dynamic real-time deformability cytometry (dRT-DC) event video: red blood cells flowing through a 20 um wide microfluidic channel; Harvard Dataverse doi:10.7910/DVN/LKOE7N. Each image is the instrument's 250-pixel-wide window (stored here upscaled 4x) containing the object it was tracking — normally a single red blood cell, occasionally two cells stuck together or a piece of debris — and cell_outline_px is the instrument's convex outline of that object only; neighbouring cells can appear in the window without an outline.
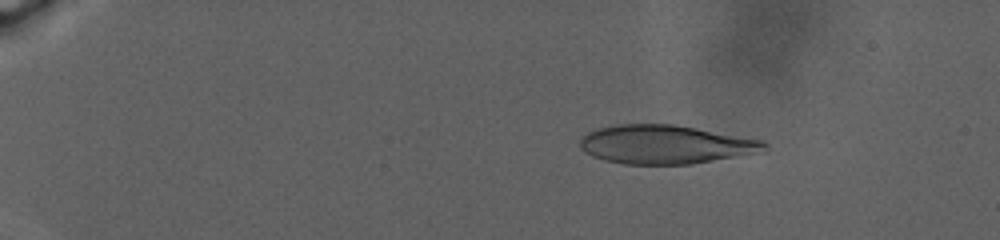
{"species": "human", "species_latin": "Homo sapiens", "temperature_condition": "warm", "stored_images_in_passage": 24, "camera_frame_rate_fps": 3000, "um_per_image_px": 0.085, "donor": {"sex": "male"}, "frame": {"image": 1, "passage_image": 8, "time_ms": 5.0, "image_size_px": [1000, 240], "cell_outline_px": [[768, 148], [764, 152], [692, 164], [624, 164], [604, 160], [592, 156], [584, 152], [580, 148], [580, 140], [588, 132], [596, 128], [616, 124], [672, 124], [696, 128], [764, 140], [768, 144]], "centroid_in_image_um": [56.59, 12.28], "position_along_channel_um": 28.4, "area_um2": 41.91}}
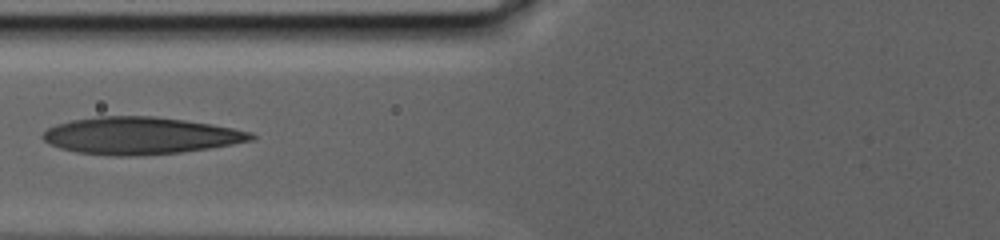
{"frame": {"image": 2, "passage_image": 20, "time_ms": 13.333, "image_size_px": [1000, 240], "cell_outline_px": [[256, 136], [252, 140], [232, 144], [208, 148], [180, 152], [136, 156], [112, 156], [76, 152], [60, 148], [48, 144], [40, 136], [48, 128], [56, 124], [72, 120], [96, 116], [156, 116], [212, 124], [252, 132]], "centroid_in_image_um": [11.89, 11.53], "position_along_channel_um": 113.9, "area_um2": 45.14}}
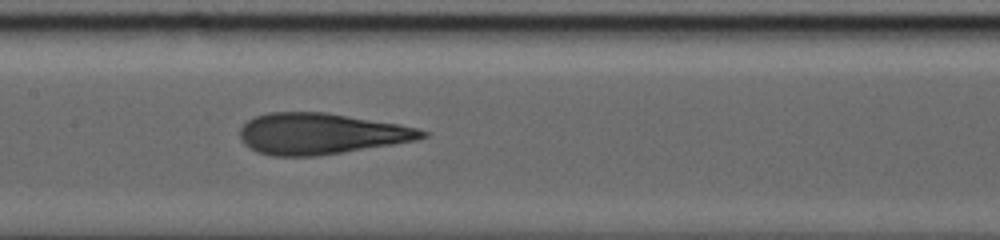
{"frame": {"image": 3, "passage_image": 24, "time_ms": 16.0, "image_size_px": [1000, 240], "cell_outline_px": [[428, 136], [416, 140], [320, 156], [272, 156], [256, 152], [248, 148], [240, 140], [240, 128], [248, 120], [256, 116], [268, 112], [324, 112], [400, 124], [416, 128], [428, 132]], "centroid_in_image_um": [27.23, 11.37], "position_along_channel_um": 180.2, "area_um2": 43.7}}